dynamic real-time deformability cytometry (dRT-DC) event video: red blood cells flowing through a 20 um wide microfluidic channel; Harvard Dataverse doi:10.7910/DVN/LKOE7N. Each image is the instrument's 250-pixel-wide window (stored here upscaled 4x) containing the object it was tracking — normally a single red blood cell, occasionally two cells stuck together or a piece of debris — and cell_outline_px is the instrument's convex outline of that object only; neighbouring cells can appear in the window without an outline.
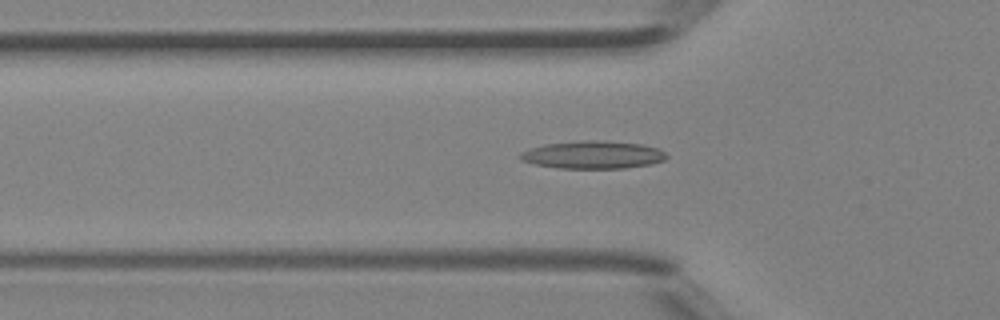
{"species": "Egyptian fruit bat (a non-hibernating species)", "species_latin": "Rousettus aegyptiacus", "temperature_condition": "room temperature", "stored_images_in_passage": 42, "camera_frame_rate_fps": 3000, "um_per_image_px": 0.085, "animal": {"sex": "female"}, "frame": {"image": 1, "passage_image": 16, "time_ms": 5.0, "image_size_px": [1000, 320], "cell_outline_px": [[668, 156], [664, 160], [652, 164], [624, 168], [556, 168], [536, 164], [520, 160], [516, 156], [520, 152], [528, 148], [544, 144], [580, 140], [604, 140], [640, 144], [656, 148], [664, 152]], "centroid_in_image_um": [50.33, 13.15], "position_along_channel_um": 75.5, "area_um2": 23.87}}
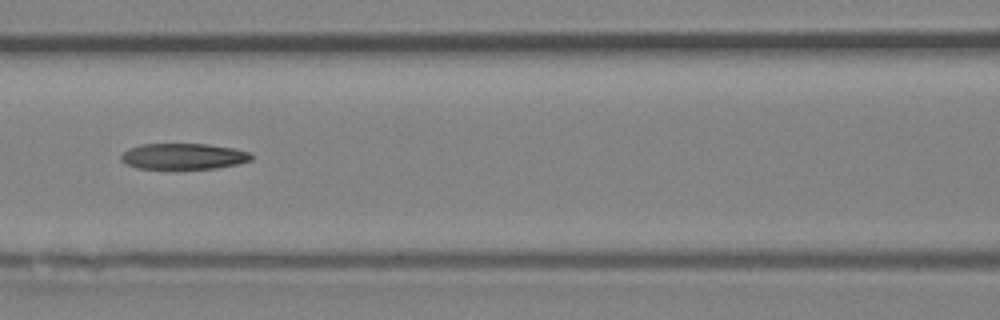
{"frame": {"image": 2, "passage_image": 21, "time_ms": 6.667, "image_size_px": [1000, 320], "cell_outline_px": [[252, 160], [236, 164], [216, 168], [136, 168], [120, 160], [120, 156], [128, 148], [140, 144], [208, 144], [236, 148], [252, 152]], "centroid_in_image_um": [15.62, 13.27], "position_along_channel_um": 151.0, "area_um2": 19.71}}
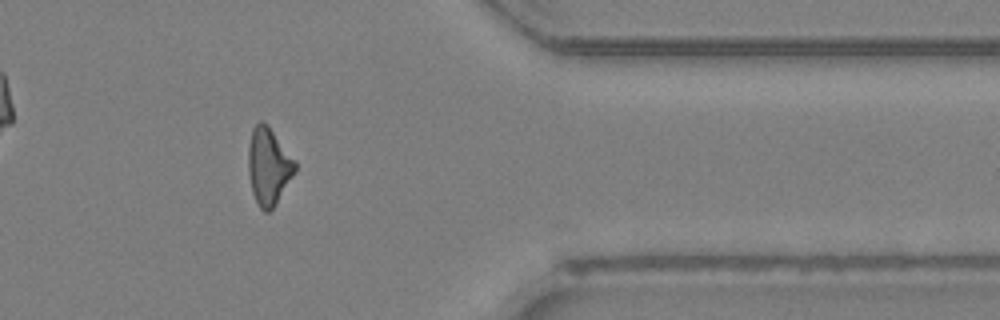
{"frame": {"image": 3, "passage_image": 38, "time_ms": 12.333, "image_size_px": [1000, 320], "cell_outline_px": [[296, 168], [292, 176], [276, 204], [268, 212], [264, 212], [260, 208], [252, 192], [248, 172], [248, 148], [252, 128], [260, 120], [268, 124], [296, 160]], "centroid_in_image_um": [22.82, 14.1], "position_along_channel_um": 388.6, "area_um2": 21.04}, "authors_computed_cell_mechanics": {"area_um2": 20.808, "velocity_mm_per_s": 4.5311, "shape_relaxation_time_tau1_ms": null, "shape_relaxation_time_tau2_ms": 4.0873, "deformation_change_tau1": null, "deformation_change_tau2": 0.1655}}